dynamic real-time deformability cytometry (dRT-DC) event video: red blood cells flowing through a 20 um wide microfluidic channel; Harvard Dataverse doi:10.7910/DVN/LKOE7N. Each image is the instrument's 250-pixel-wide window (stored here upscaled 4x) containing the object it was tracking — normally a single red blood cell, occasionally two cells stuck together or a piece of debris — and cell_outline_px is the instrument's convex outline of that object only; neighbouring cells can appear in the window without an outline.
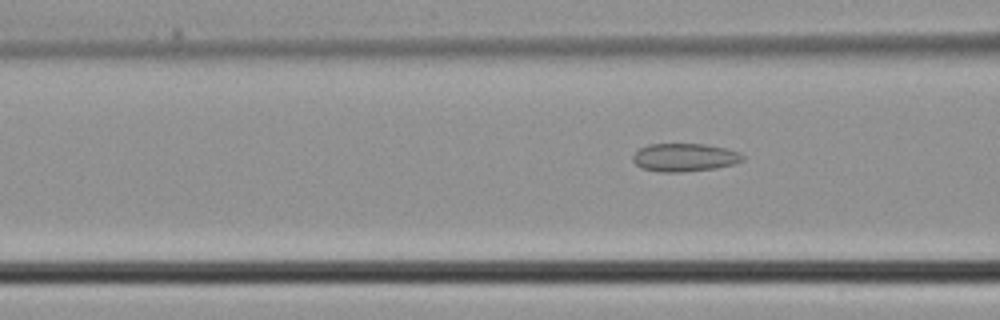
{"species": "common noctule bat (a hibernating species)", "species_latin": "Nyctalus noctula", "temperature_condition": "cold", "stored_images_in_passage": 3, "camera_frame_rate_fps": 3000, "um_per_image_px": 0.085, "animal": {"sex": "male", "body_mass_g": 21.5, "forearm_length_mm": 52.0}, "frame": {"image": 1, "passage_image": 3, "time_ms": 0.667, "image_size_px": [1000, 320], "cell_outline_px": [[744, 160], [736, 164], [716, 168], [680, 172], [660, 172], [640, 168], [632, 160], [632, 156], [640, 148], [648, 144], [708, 144], [740, 152], [744, 156]], "centroid_in_image_um": [58.2, 13.38], "position_along_channel_um": 108.4, "area_um2": 18.15}}